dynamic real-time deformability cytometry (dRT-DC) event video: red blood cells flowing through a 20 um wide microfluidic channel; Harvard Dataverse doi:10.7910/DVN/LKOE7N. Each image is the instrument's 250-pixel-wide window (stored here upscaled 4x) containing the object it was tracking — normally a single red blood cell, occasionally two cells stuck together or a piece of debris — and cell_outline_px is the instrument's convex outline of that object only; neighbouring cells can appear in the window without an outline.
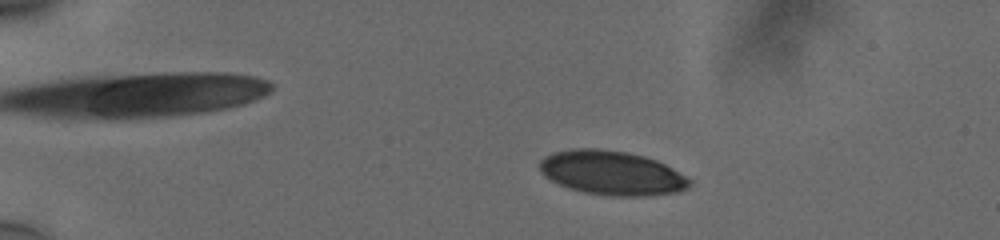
{"species": "human", "species_latin": "Homo sapiens", "temperature_condition": "cold", "stored_images_in_passage": 53, "camera_frame_rate_fps": 3000, "um_per_image_px": 0.085, "donor": {"sex": "male"}, "frame": {"image": 1, "passage_image": 9, "time_ms": 2.667, "image_size_px": [1000, 240], "cell_outline_px": [[692, 184], [688, 188], [676, 192], [648, 196], [612, 196], [584, 192], [568, 188], [544, 176], [540, 172], [540, 160], [544, 156], [552, 152], [572, 148], [596, 148], [628, 152], [644, 156], [656, 160], [672, 168], [692, 180]], "centroid_in_image_um": [52.0, 14.69], "position_along_channel_um": 33.0, "area_um2": 38.78}}
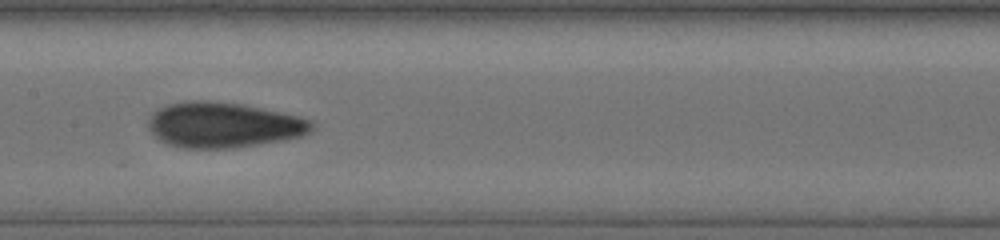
{"frame": {"image": 2, "passage_image": 28, "time_ms": 9.0, "image_size_px": [1000, 240], "cell_outline_px": [[312, 128], [308, 132], [300, 136], [280, 140], [236, 148], [180, 148], [168, 144], [160, 140], [148, 128], [148, 120], [152, 112], [156, 108], [168, 104], [184, 100], [208, 100], [240, 104], [260, 108], [296, 116], [308, 120], [312, 124]], "centroid_in_image_um": [18.88, 10.61], "position_along_channel_um": 188.5, "area_um2": 42.95}}
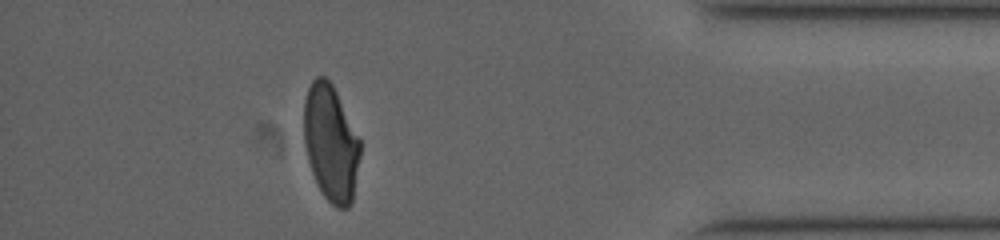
{"frame": {"image": 3, "passage_image": 48, "time_ms": 15.667, "image_size_px": [1000, 240], "cell_outline_px": [[360, 156], [352, 204], [348, 208], [336, 208], [324, 196], [312, 172], [308, 160], [304, 144], [304, 100], [308, 88], [312, 80], [316, 76], [324, 76], [332, 84], [360, 140]], "centroid_in_image_um": [28.11, 12.17], "position_along_channel_um": 407.1, "area_um2": 37.97}, "authors_computed_cell_mechanics": {"area_um2": 40.2288, "velocity_mm_per_s": 3.7748, "shape_relaxation_time_tau1_ms": 5.6036, "shape_relaxation_time_tau2_ms": 1.3597, "deformation_change_tau1": 0.1706, "deformation_change_tau2": 0.0662}}